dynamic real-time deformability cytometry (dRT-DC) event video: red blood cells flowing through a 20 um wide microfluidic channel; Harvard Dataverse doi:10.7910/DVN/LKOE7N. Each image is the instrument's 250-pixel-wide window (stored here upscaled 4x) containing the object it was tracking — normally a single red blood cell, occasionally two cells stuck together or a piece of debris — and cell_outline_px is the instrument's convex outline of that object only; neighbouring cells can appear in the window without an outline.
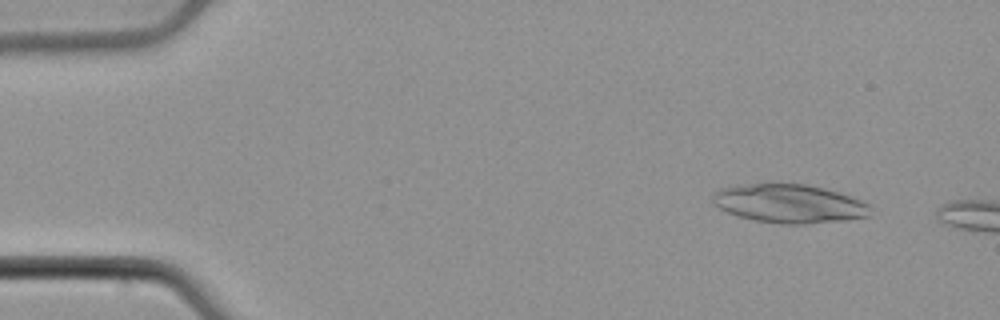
{"species": "common noctule bat (a hibernating species)", "species_latin": "Nyctalus noctula", "temperature_condition": "cold", "stored_images_in_passage": 8, "camera_frame_rate_fps": 3000, "um_per_image_px": 0.085, "animal": {"sex": "male", "body_mass_g": 21.5, "forearm_length_mm": 52.0}, "frame": {"image": 1, "passage_image": 5, "time_ms": 1.333, "image_size_px": [1000, 320], "cell_outline_px": [[872, 216], [844, 220], [804, 224], [780, 224], [756, 220], [740, 216], [728, 212], [712, 204], [712, 196], [720, 188], [744, 184], [772, 180], [804, 184], [824, 188], [860, 200], [868, 204]], "centroid_in_image_um": [67.04, 17.27], "position_along_channel_um": 18.0, "area_um2": 36.07}}